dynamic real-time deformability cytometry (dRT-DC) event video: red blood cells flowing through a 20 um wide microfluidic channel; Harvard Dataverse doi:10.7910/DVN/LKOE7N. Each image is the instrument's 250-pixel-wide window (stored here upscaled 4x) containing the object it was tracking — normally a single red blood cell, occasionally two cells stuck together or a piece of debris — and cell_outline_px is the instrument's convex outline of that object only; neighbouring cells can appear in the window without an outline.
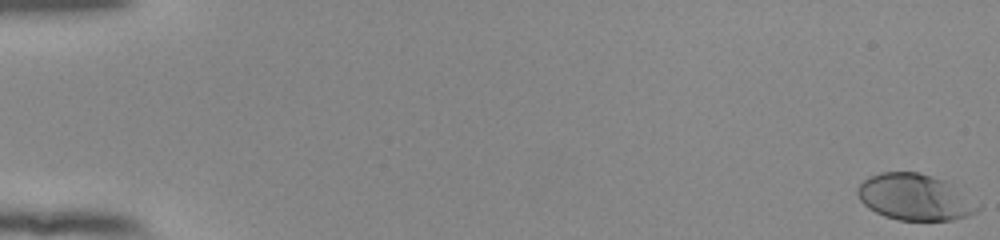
{"species": "human", "species_latin": "Homo sapiens", "temperature_condition": "room temperature", "stored_images_in_passage": 55, "camera_frame_rate_fps": 3000, "um_per_image_px": 0.085, "donor": {"sex": "female"}, "frame": {"image": 1, "passage_image": 1, "time_ms": 0.0, "image_size_px": [1000, 240], "cell_outline_px": [[980, 208], [976, 212], [968, 216], [952, 220], [900, 220], [884, 216], [868, 208], [860, 200], [856, 192], [856, 188], [868, 176], [880, 172], [920, 172], [944, 180], [952, 184], [980, 204]], "centroid_in_image_um": [77.76, 16.75], "position_along_channel_um": 7.2, "area_um2": 32.6}}
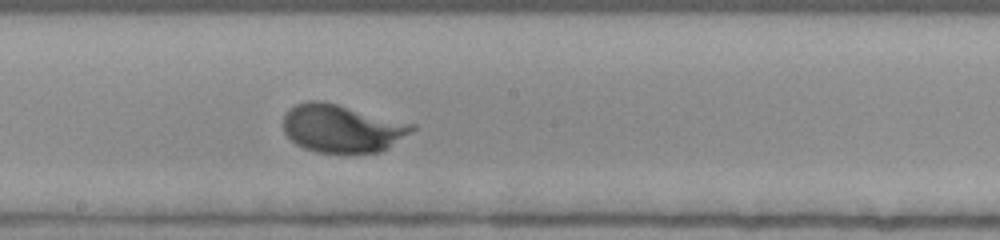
{"frame": {"image": 2, "passage_image": 32, "time_ms": 10.333, "image_size_px": [1000, 240], "cell_outline_px": [[416, 128], [388, 148], [380, 152], [316, 152], [304, 148], [296, 144], [284, 132], [284, 116], [288, 108], [304, 100], [324, 100], [416, 124]], "centroid_in_image_um": [29.05, 10.88], "position_along_channel_um": 219.1, "area_um2": 36.13}}
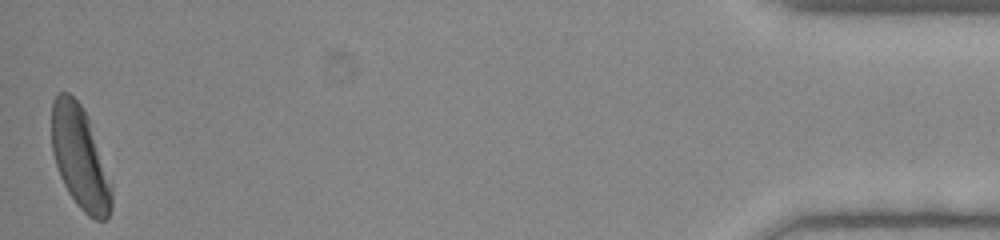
{"frame": {"image": 3, "passage_image": 55, "time_ms": 18.0, "image_size_px": [1000, 240], "cell_outline_px": [[112, 208], [108, 216], [104, 220], [96, 220], [88, 216], [76, 204], [68, 192], [60, 176], [52, 152], [52, 100], [60, 92], [68, 92], [80, 104], [88, 116], [112, 184]], "centroid_in_image_um": [6.81, 13.42], "position_along_channel_um": 428.4, "area_um2": 35.78}, "authors_computed_cell_mechanics": {"area_um2": 33.1194, "velocity_mm_per_s": 3.8207, "shape_relaxation_time_tau1_ms": 1.9861, "shape_relaxation_time_tau2_ms": null, "deformation_change_tau1": 0.1062, "deformation_change_tau2": null}}